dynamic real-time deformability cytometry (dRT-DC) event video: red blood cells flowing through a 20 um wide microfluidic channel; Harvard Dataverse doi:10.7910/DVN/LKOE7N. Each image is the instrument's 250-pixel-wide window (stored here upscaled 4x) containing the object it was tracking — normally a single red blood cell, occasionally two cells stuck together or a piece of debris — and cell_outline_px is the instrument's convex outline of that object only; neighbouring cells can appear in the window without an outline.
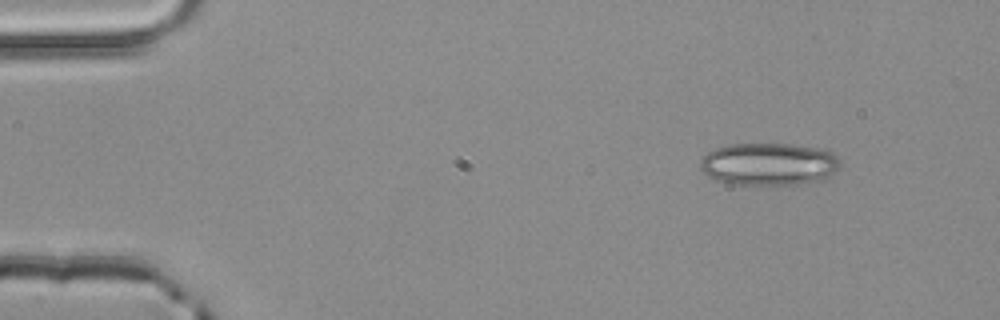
{"species": "common noctule bat (a hibernating species)", "species_latin": "Nyctalus noctula", "temperature_condition": "room temperature", "stored_images_in_passage": 3, "camera_frame_rate_fps": 3000, "um_per_image_px": 0.085, "animal": {"sex": "male", "body_mass_g": 20.4}, "frame": {"image": 1, "passage_image": 1, "time_ms": 0.0, "image_size_px": [1000, 320], "cell_outline_px": [[840, 168], [824, 180], [796, 184], [728, 184], [716, 180], [708, 176], [700, 168], [700, 160], [708, 152], [716, 148], [728, 144], [792, 144], [820, 148], [836, 156], [840, 160]], "centroid_in_image_um": [65.35, 13.95], "position_along_channel_um": 19.6, "area_um2": 34.74}}